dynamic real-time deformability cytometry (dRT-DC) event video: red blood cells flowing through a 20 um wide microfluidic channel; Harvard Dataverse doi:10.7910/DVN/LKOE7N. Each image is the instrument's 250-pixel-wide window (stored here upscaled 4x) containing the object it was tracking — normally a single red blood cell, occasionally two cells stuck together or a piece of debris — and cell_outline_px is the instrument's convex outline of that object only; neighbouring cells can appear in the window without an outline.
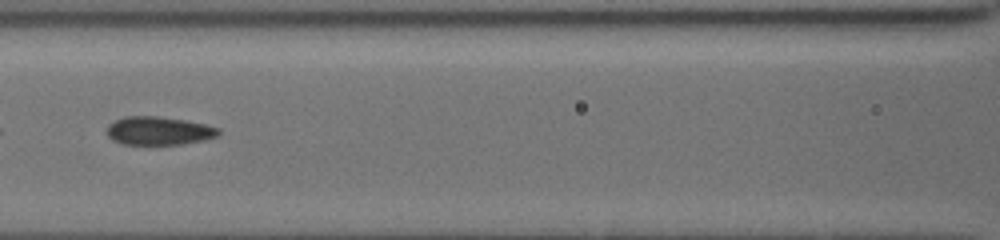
{"species": "common noctule bat (a hibernating species)", "species_latin": "Nyctalus noctula", "temperature_condition": "cold", "stored_images_in_passage": 15, "camera_frame_rate_fps": 3000, "um_per_image_px": 0.085, "animal": {"sex": "female", "body_mass_g": 19.5, "forearm_length_mm": 54.1}, "frame": {"image": 1, "passage_image": 14, "time_ms": 8.667, "image_size_px": [1000, 240], "cell_outline_px": [[220, 132], [216, 136], [204, 140], [180, 144], [124, 144], [112, 140], [108, 136], [108, 124], [124, 116], [160, 116], [184, 120], [204, 124], [220, 128]], "centroid_in_image_um": [13.49, 11.11], "position_along_channel_um": 153.1, "area_um2": 18.32}}